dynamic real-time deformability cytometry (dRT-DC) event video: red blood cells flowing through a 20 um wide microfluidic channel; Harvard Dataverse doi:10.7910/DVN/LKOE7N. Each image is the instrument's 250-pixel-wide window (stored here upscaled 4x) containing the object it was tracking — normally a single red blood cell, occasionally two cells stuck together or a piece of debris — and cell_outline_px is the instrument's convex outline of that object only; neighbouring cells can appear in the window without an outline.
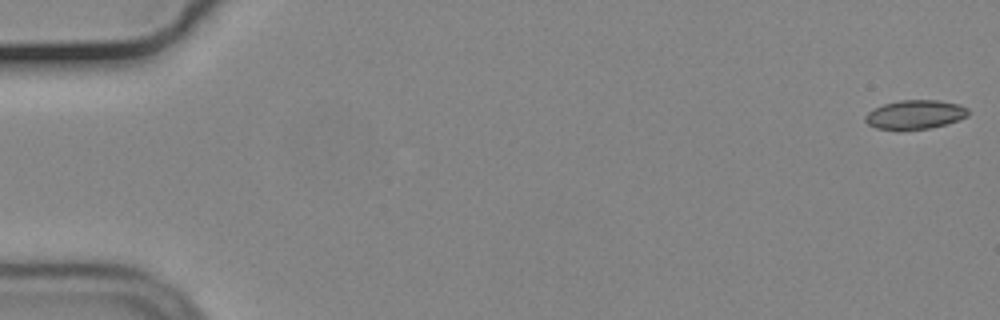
{"species": "common noctule bat (a hibernating species)", "species_latin": "Nyctalus noctula", "temperature_condition": "cold", "stored_images_in_passage": 54, "camera_frame_rate_fps": 3000, "um_per_image_px": 0.085, "animal": {"sex": "male", "body_mass_g": 19.2, "forearm_length_mm": 51.8}, "frame": {"image": 1, "passage_image": 1, "time_ms": 0.0, "image_size_px": [1000, 320], "cell_outline_px": [[968, 116], [948, 124], [928, 128], [900, 132], [896, 132], [876, 128], [868, 124], [864, 120], [864, 116], [872, 108], [884, 104], [900, 100], [936, 100], [960, 104], [968, 108]], "centroid_in_image_um": [77.74, 9.77], "position_along_channel_um": 7.3, "area_um2": 17.98}}
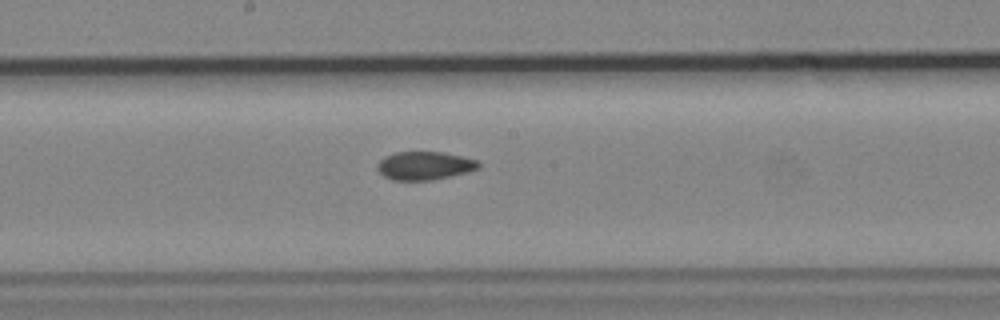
{"frame": {"image": 2, "passage_image": 30, "time_ms": 9.667, "image_size_px": [1000, 320], "cell_outline_px": [[480, 168], [468, 172], [432, 180], [392, 180], [384, 176], [376, 168], [376, 164], [384, 156], [396, 152], [444, 152], [476, 160], [480, 164]], "centroid_in_image_um": [36.07, 14.08], "position_along_channel_um": 212.1, "area_um2": 16.7}}
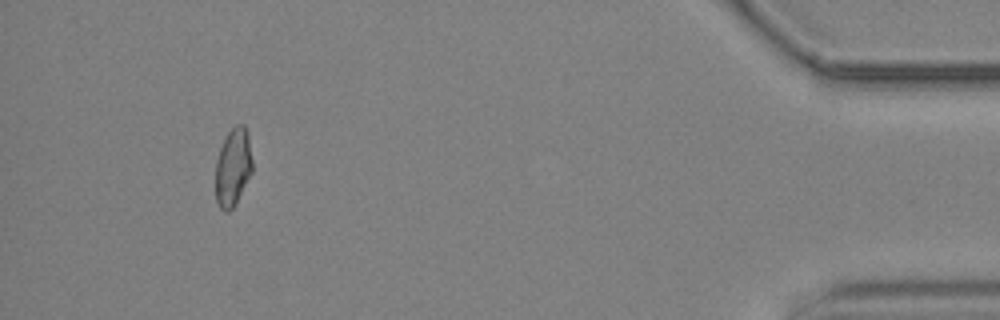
{"frame": {"image": 3, "passage_image": 52, "time_ms": 17.0, "image_size_px": [1000, 320], "cell_outline_px": [[252, 172], [232, 208], [228, 212], [224, 212], [220, 208], [216, 200], [216, 160], [220, 148], [228, 132], [236, 124], [244, 124], [248, 136], [252, 160]], "centroid_in_image_um": [19.8, 14.2], "position_along_channel_um": 415.4, "area_um2": 16.47}}